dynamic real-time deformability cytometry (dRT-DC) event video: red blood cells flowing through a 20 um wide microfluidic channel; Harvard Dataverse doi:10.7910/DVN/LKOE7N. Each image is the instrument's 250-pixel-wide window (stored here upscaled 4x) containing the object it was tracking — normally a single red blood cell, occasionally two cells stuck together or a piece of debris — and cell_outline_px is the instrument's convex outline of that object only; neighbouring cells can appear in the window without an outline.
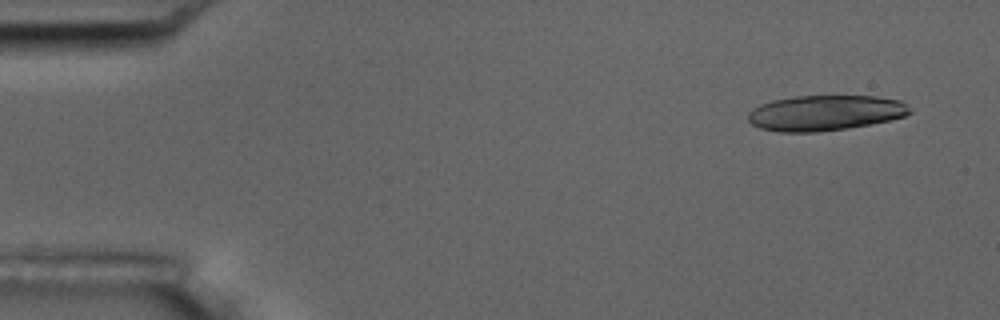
{"species": "common noctule bat (a hibernating species)", "species_latin": "Nyctalus noctula", "temperature_condition": "room temperature", "stored_images_in_passage": 10, "camera_frame_rate_fps": 3000, "um_per_image_px": 0.085, "animal": {"sex": "male", "body_mass_g": 17.5, "forearm_length_mm": 52.3}, "frame": {"image": 1, "passage_image": 1, "time_ms": 0.0, "image_size_px": [1000, 320], "cell_outline_px": [[912, 112], [904, 116], [888, 120], [848, 128], [816, 132], [780, 132], [760, 128], [752, 124], [748, 120], [748, 112], [752, 108], [760, 104], [772, 100], [796, 96], [876, 96], [900, 100], [912, 108]], "centroid_in_image_um": [70.12, 9.59], "position_along_channel_um": 14.9, "area_um2": 33.41}}
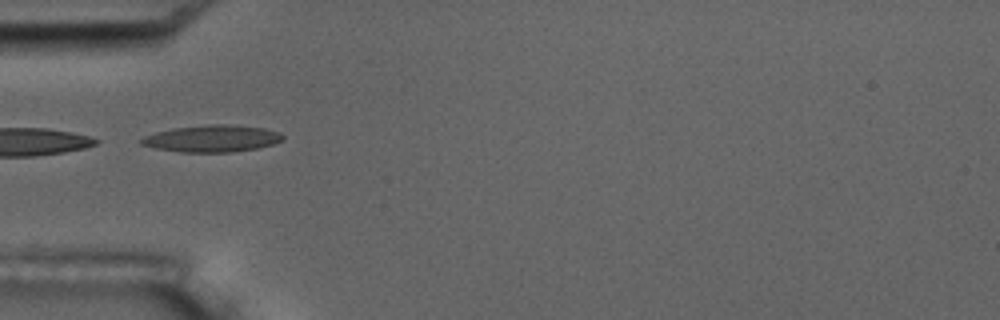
{"frame": {"image": 2, "passage_image": 5, "time_ms": 4.667, "image_size_px": [1000, 320], "cell_outline_px": [[284, 136], [280, 140], [272, 144], [256, 148], [232, 152], [180, 152], [156, 148], [140, 144], [140, 140], [144, 136], [156, 132], [176, 128], [208, 124], [224, 124], [264, 128], [280, 132]], "centroid_in_image_um": [18.01, 11.77], "position_along_channel_um": 67.0, "area_um2": 21.91}}
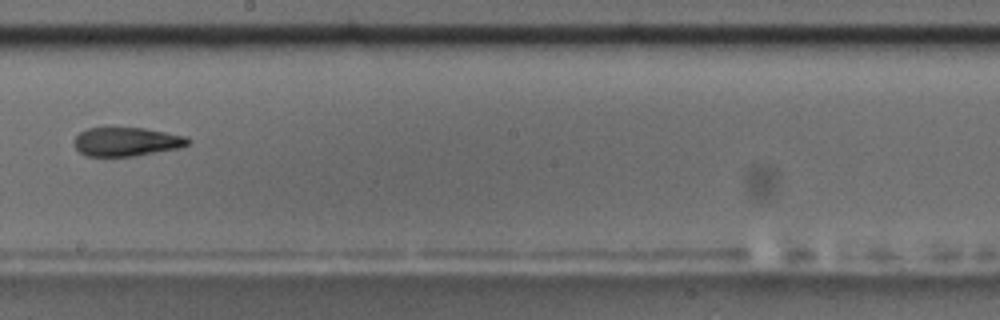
{"frame": {"image": 3, "passage_image": 9, "time_ms": 9.333, "image_size_px": [1000, 320], "cell_outline_px": [[192, 140], [188, 144], [180, 148], [136, 156], [84, 156], [72, 144], [72, 140], [80, 132], [88, 128], [144, 128], [188, 136]], "centroid_in_image_um": [10.76, 12.05], "position_along_channel_um": 237.4, "area_um2": 19.36}}